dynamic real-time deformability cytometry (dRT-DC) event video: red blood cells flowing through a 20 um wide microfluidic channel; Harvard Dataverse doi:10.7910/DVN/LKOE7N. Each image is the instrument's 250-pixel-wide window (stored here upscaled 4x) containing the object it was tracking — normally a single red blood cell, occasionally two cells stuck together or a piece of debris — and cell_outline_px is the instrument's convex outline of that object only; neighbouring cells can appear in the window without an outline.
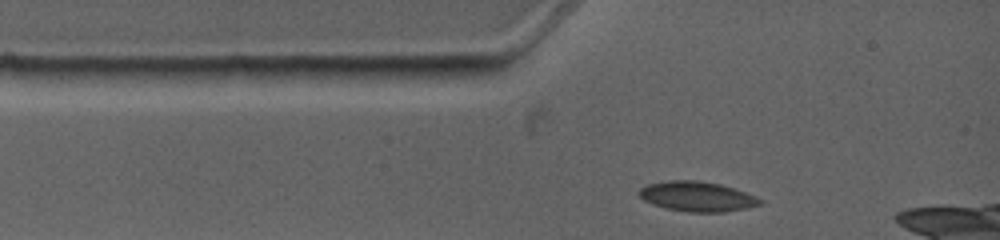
{"species": "common noctule bat (a hibernating species)", "species_latin": "Nyctalus noctula", "temperature_condition": "warm", "stored_images_in_passage": 3, "camera_frame_rate_fps": 4500, "um_per_image_px": 0.085, "animal": {"sex": "female", "body_mass_g": 19.0, "forearm_length_mm": 53.3}, "frame": {"image": 1, "passage_image": 1, "time_ms": 0.0, "image_size_px": [1000, 240], "cell_outline_px": [[764, 204], [724, 212], [688, 212], [664, 208], [652, 204], [644, 200], [636, 192], [640, 188], [648, 184], [668, 180], [696, 180], [720, 184], [744, 192], [764, 200]], "centroid_in_image_um": [59.23, 16.7], "position_along_channel_um": 25.8, "area_um2": 21.1}}
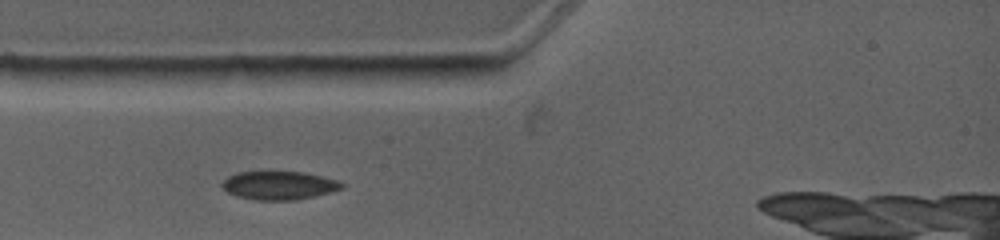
{"frame": {"image": 2, "passage_image": 2, "time_ms": 1.111, "image_size_px": [1000, 240], "cell_outline_px": [[344, 188], [332, 192], [316, 196], [296, 200], [252, 200], [236, 196], [228, 192], [220, 184], [228, 176], [236, 172], [304, 172], [336, 180], [344, 184]], "centroid_in_image_um": [23.71, 15.77], "position_along_channel_um": 61.3, "area_um2": 19.88}}
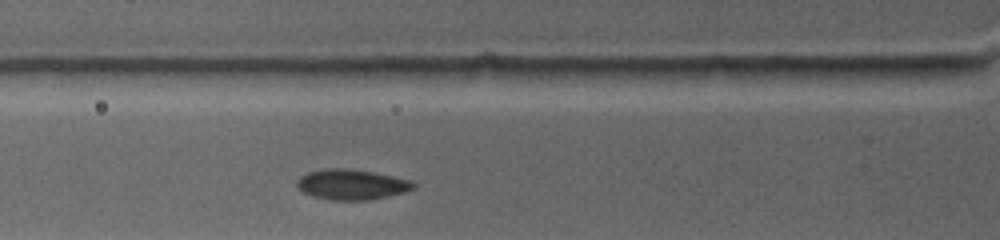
{"frame": {"image": 3, "passage_image": 3, "time_ms": 2.0, "image_size_px": [1000, 240], "cell_outline_px": [[416, 184], [412, 188], [404, 192], [388, 196], [368, 200], [328, 200], [312, 196], [296, 188], [296, 180], [300, 176], [308, 172], [328, 168], [344, 168], [372, 172], [392, 176], [408, 180]], "centroid_in_image_um": [29.81, 15.69], "position_along_channel_um": 96.0, "area_um2": 20.46}}